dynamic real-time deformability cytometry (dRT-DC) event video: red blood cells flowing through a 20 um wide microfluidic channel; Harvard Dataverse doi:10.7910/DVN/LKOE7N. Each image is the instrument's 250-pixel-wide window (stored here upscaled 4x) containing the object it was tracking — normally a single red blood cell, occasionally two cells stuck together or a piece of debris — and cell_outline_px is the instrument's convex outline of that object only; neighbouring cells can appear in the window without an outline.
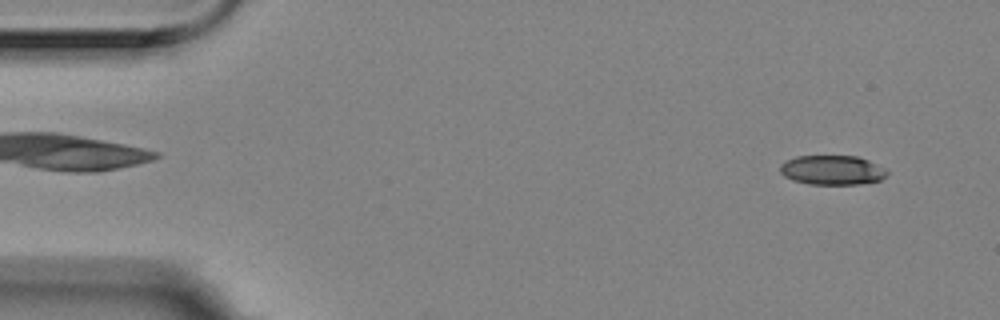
{"species": "Egyptian fruit bat (a non-hibernating species)", "species_latin": "Rousettus aegyptiacus", "temperature_condition": "room temperature", "stored_images_in_passage": 5, "camera_frame_rate_fps": 3000, "um_per_image_px": 0.085, "animal": {"sex": "female"}, "frame": {"image": 1, "passage_image": 1, "time_ms": 0.0, "image_size_px": [1000, 320], "cell_outline_px": [[888, 172], [880, 180], [860, 184], [808, 184], [792, 180], [784, 176], [780, 172], [780, 164], [784, 160], [796, 156], [856, 156], [868, 160], [884, 168]], "centroid_in_image_um": [70.68, 14.45], "position_along_channel_um": 14.3, "area_um2": 18.38}}
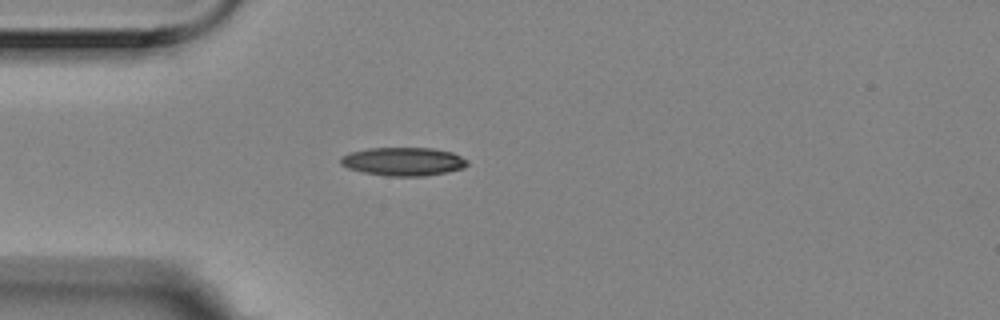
{"frame": {"image": 2, "passage_image": 4, "time_ms": 1.0, "image_size_px": [1000, 320], "cell_outline_px": [[468, 164], [464, 168], [424, 176], [388, 176], [364, 172], [348, 168], [340, 164], [340, 156], [348, 152], [368, 148], [432, 148], [452, 152], [468, 160]], "centroid_in_image_um": [34.25, 13.72], "position_along_channel_um": 50.7, "area_um2": 20.98}}